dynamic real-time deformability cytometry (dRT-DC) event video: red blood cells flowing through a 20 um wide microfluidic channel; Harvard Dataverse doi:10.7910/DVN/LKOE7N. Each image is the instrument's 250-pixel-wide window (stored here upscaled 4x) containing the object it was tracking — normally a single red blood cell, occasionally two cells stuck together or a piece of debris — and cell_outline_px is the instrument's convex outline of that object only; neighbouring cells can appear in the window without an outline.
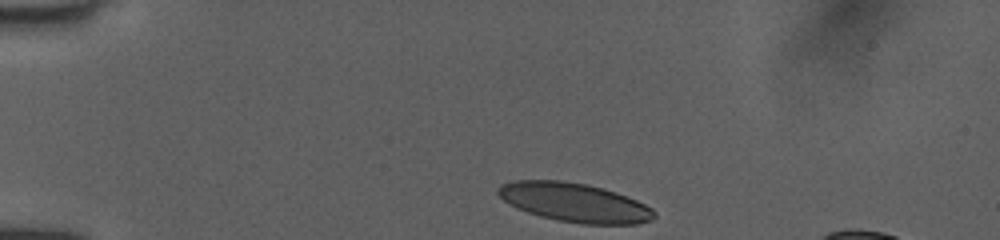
{"species": "human", "species_latin": "Homo sapiens", "temperature_condition": "room temperature", "stored_images_in_passage": 9, "camera_frame_rate_fps": 3000, "um_per_image_px": 0.085, "donor": {"sex": "female"}, "frame": {"image": 1, "passage_image": 1, "time_ms": 0.0, "image_size_px": [1000, 240], "cell_outline_px": [[656, 216], [652, 220], [636, 224], [584, 224], [560, 220], [540, 216], [528, 212], [504, 200], [496, 192], [496, 188], [500, 184], [512, 180], [560, 180], [588, 184], [604, 188], [616, 192], [636, 200], [652, 208], [656, 212]], "centroid_in_image_um": [48.85, 17.19], "position_along_channel_um": 36.2, "area_um2": 35.37}}
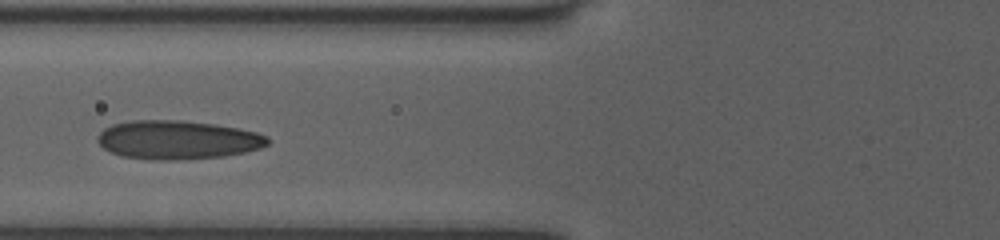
{"frame": {"image": 2, "passage_image": 4, "time_ms": 1.0, "image_size_px": [1000, 240], "cell_outline_px": [[268, 144], [260, 148], [244, 152], [224, 156], [176, 160], [156, 160], [124, 156], [112, 152], [104, 148], [96, 140], [96, 136], [104, 128], [112, 124], [132, 120], [180, 120], [216, 124], [256, 132], [268, 136]], "centroid_in_image_um": [15.08, 11.88], "position_along_channel_um": 110.7, "area_um2": 38.32}}
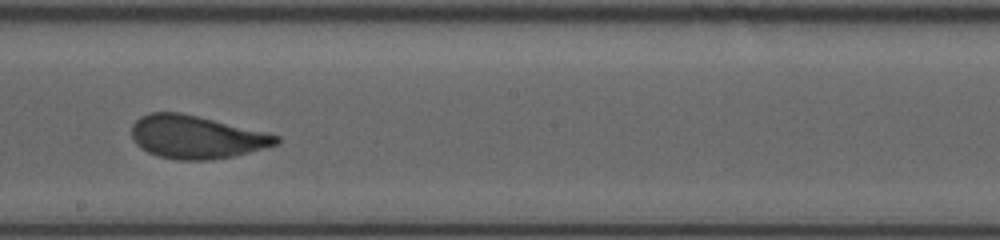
{"frame": {"image": 3, "passage_image": 7, "time_ms": 2.0, "image_size_px": [1000, 240], "cell_outline_px": [[280, 140], [276, 144], [264, 148], [232, 156], [212, 160], [176, 160], [156, 156], [140, 148], [136, 144], [132, 136], [132, 124], [140, 116], [148, 112], [180, 112], [268, 132], [280, 136]], "centroid_in_image_um": [16.66, 11.64], "position_along_channel_um": 231.5, "area_um2": 36.41}}